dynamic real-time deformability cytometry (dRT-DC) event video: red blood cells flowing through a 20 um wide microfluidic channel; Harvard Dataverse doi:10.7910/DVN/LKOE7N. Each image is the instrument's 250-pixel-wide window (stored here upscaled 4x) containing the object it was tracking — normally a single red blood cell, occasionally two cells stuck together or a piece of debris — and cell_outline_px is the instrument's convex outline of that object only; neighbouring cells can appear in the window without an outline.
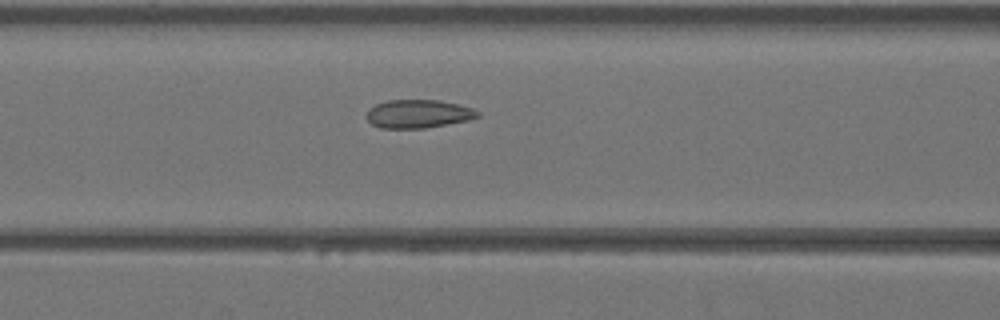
{"species": "Egyptian fruit bat (a non-hibernating species)", "species_latin": "Rousettus aegyptiacus", "temperature_condition": "warm", "stored_images_in_passage": 41, "camera_frame_rate_fps": 3000, "um_per_image_px": 0.085, "animal": {"sex": "female"}, "frame": {"image": 1, "passage_image": 16, "time_ms": 5.0, "image_size_px": [1000, 320], "cell_outline_px": [[480, 116], [468, 120], [424, 128], [380, 128], [372, 124], [364, 116], [368, 108], [376, 104], [388, 100], [440, 100], [472, 108], [480, 112]], "centroid_in_image_um": [35.51, 9.67], "position_along_channel_um": 131.1, "area_um2": 18.38}}
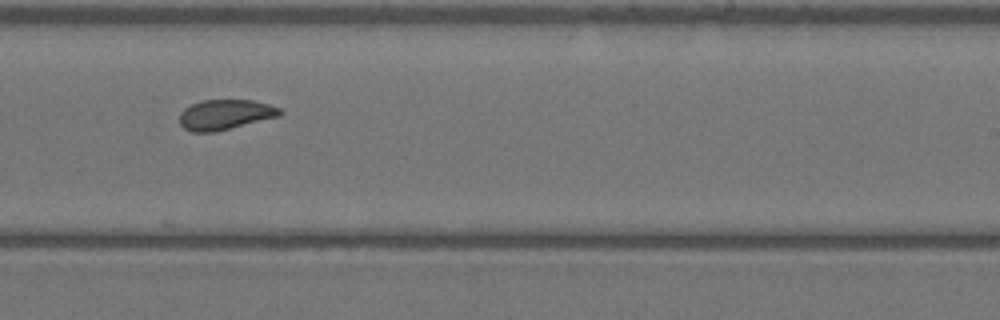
{"frame": {"image": 2, "passage_image": 25, "time_ms": 8.0, "image_size_px": [1000, 320], "cell_outline_px": [[284, 112], [280, 116], [216, 132], [192, 132], [184, 128], [180, 124], [180, 112], [184, 108], [192, 104], [204, 100], [252, 100], [268, 104], [280, 108]], "centroid_in_image_um": [19.15, 9.75], "position_along_channel_um": 269.8, "area_um2": 17.69}}
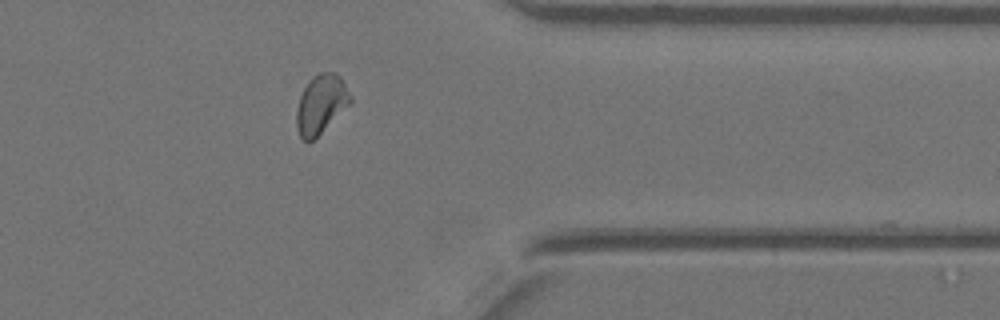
{"frame": {"image": 3, "passage_image": 33, "time_ms": 10.667, "image_size_px": [1000, 320], "cell_outline_px": [[352, 100], [312, 140], [304, 140], [300, 136], [296, 128], [296, 112], [300, 96], [308, 80], [312, 76], [320, 72], [336, 72], [340, 76], [352, 96]], "centroid_in_image_um": [27.26, 8.79], "position_along_channel_um": 384.1, "area_um2": 18.03}}